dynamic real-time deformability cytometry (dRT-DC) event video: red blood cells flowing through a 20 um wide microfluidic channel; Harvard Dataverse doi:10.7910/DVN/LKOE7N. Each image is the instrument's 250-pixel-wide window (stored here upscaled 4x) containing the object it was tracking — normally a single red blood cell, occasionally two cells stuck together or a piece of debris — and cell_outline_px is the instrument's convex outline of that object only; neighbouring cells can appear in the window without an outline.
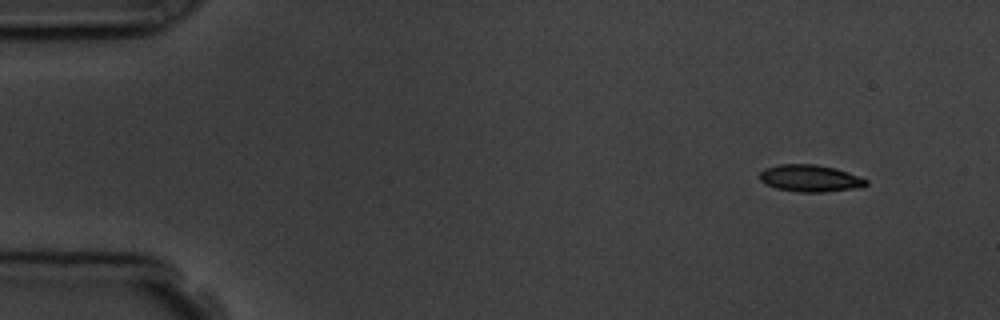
{"species": "common noctule bat (a hibernating species)", "species_latin": "Nyctalus noctula", "temperature_condition": "room temperature", "stored_images_in_passage": 4, "camera_frame_rate_fps": 3000, "um_per_image_px": 0.085, "animal": {"sex": "male", "body_mass_g": 19.5, "forearm_length_mm": 54.6}, "frame": {"image": 1, "passage_image": 1, "time_ms": 0.0, "image_size_px": [1000, 320], "cell_outline_px": [[868, 184], [864, 188], [824, 192], [800, 192], [776, 188], [760, 180], [760, 172], [764, 168], [780, 164], [816, 164], [836, 168], [868, 180]], "centroid_in_image_um": [68.91, 15.16], "position_along_channel_um": 16.1, "area_um2": 16.82}}